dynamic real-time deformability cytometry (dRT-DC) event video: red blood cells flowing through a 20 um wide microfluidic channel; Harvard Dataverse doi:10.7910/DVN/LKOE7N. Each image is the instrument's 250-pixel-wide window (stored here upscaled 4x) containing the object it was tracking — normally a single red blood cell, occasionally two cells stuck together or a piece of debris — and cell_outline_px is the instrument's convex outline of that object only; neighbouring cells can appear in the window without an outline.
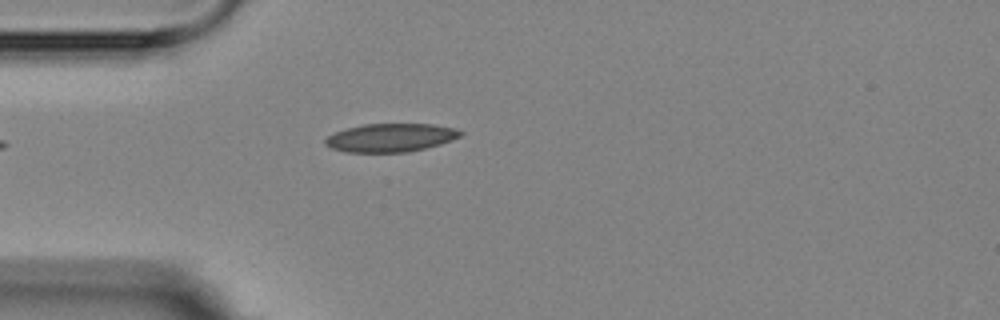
{"species": "Egyptian fruit bat (a non-hibernating species)", "species_latin": "Rousettus aegyptiacus", "temperature_condition": "room temperature", "stored_images_in_passage": 4, "camera_frame_rate_fps": 3000, "um_per_image_px": 0.085, "animal": {"sex": "female"}, "frame": {"image": 1, "passage_image": 4, "time_ms": 3.667, "image_size_px": [1000, 320], "cell_outline_px": [[464, 132], [460, 136], [452, 140], [440, 144], [408, 152], [348, 152], [332, 148], [324, 144], [324, 140], [328, 136], [336, 132], [348, 128], [364, 124], [432, 124], [452, 128]], "centroid_in_image_um": [33.2, 11.7], "position_along_channel_um": 51.8, "area_um2": 22.08}}